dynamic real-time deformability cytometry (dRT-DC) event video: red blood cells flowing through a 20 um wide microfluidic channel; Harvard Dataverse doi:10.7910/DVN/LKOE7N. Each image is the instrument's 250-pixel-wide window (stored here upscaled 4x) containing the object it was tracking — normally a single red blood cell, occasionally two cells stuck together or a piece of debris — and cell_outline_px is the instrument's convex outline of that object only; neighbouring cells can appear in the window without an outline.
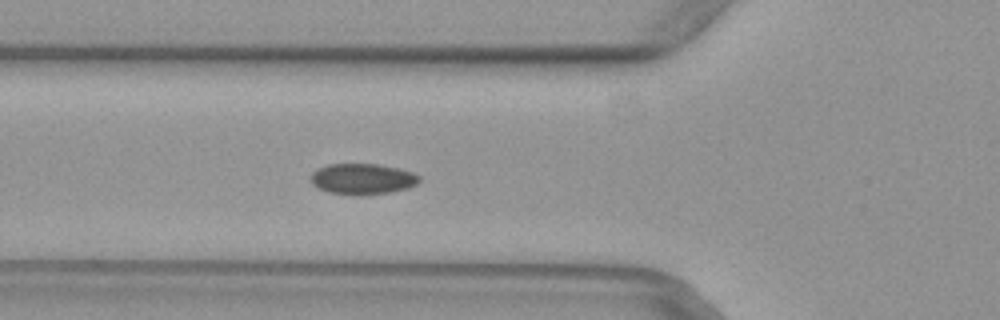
{"species": "common noctule bat (a hibernating species)", "species_latin": "Nyctalus noctula", "temperature_condition": "warm", "stored_images_in_passage": 41, "camera_frame_rate_fps": 3000, "um_per_image_px": 0.085, "animal": {"sex": "female", "body_mass_g": 29.2, "forearm_length_mm": 56.3}, "frame": {"image": 1, "passage_image": 12, "time_ms": 3.667, "image_size_px": [1000, 320], "cell_outline_px": [[420, 180], [416, 184], [408, 188], [392, 192], [356, 196], [352, 196], [328, 192], [316, 188], [308, 180], [308, 176], [312, 172], [328, 164], [380, 164], [400, 168], [412, 172], [420, 176]], "centroid_in_image_um": [30.77, 15.22], "position_along_channel_um": 95.0, "area_um2": 20.0}}
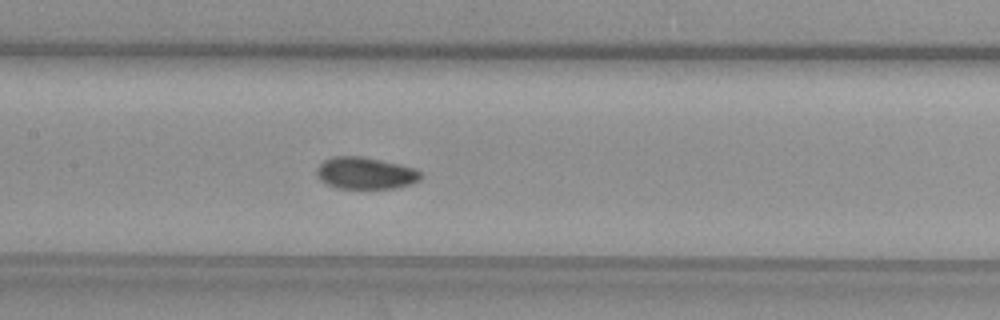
{"frame": {"image": 2, "passage_image": 18, "time_ms": 5.667, "image_size_px": [1000, 320], "cell_outline_px": [[424, 176], [420, 180], [412, 184], [396, 188], [336, 188], [324, 184], [316, 176], [316, 172], [320, 164], [324, 160], [336, 156], [364, 156], [400, 164], [416, 168]], "centroid_in_image_um": [31.08, 14.72], "position_along_channel_um": 176.3, "area_um2": 19.65}}
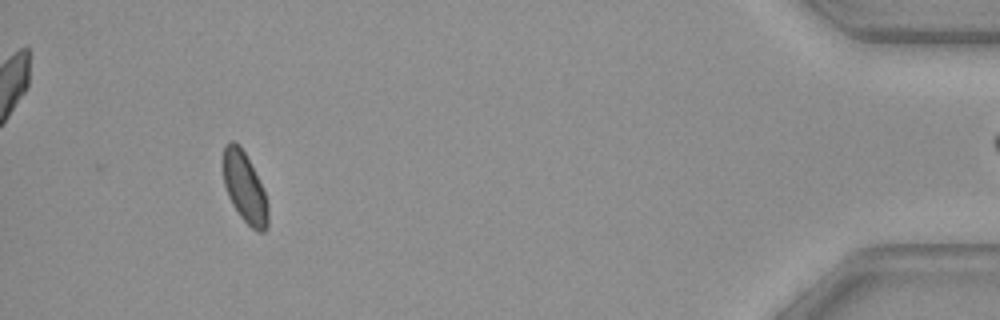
{"frame": {"image": 3, "passage_image": 41, "time_ms": 13.333, "image_size_px": [1000, 320], "cell_outline_px": [[268, 228], [264, 232], [256, 232], [240, 216], [232, 204], [228, 196], [224, 184], [220, 160], [224, 144], [228, 140], [236, 140], [240, 144], [264, 192], [268, 204]], "centroid_in_image_um": [20.73, 15.88], "position_along_channel_um": 414.5, "area_um2": 18.79}}